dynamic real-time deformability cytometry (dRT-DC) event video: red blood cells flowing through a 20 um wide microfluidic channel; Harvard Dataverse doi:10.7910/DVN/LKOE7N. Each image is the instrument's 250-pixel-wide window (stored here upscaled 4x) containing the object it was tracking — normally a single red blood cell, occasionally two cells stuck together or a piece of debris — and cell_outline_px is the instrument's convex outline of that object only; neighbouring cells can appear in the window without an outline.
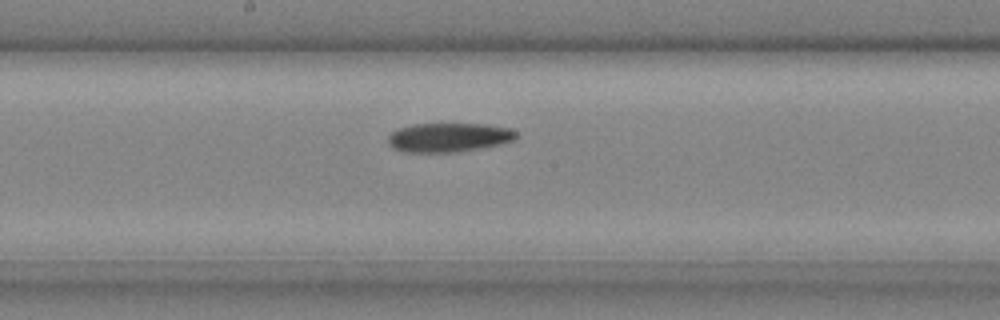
{"species": "common noctule bat (a hibernating species)", "species_latin": "Nyctalus noctula", "temperature_condition": "cold", "stored_images_in_passage": 24, "camera_frame_rate_fps": 3000, "um_per_image_px": 0.085, "animal": {"sex": "male", "body_mass_g": 20.4}, "frame": {"image": 1, "passage_image": 14, "time_ms": 4.333, "image_size_px": [1000, 320], "cell_outline_px": [[520, 136], [516, 140], [484, 148], [456, 152], [404, 152], [392, 148], [388, 144], [388, 136], [396, 128], [412, 124], [484, 124], [512, 128]], "centroid_in_image_um": [38.17, 11.68], "position_along_channel_um": 210.0, "area_um2": 22.14}}
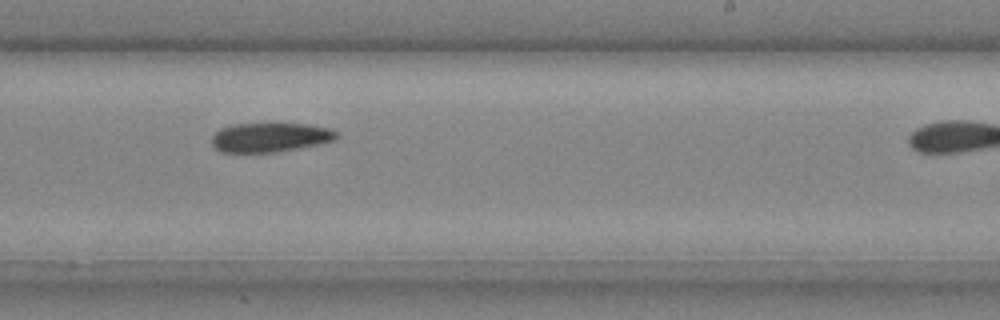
{"frame": {"image": 2, "passage_image": 17, "time_ms": 5.333, "image_size_px": [1000, 320], "cell_outline_px": [[336, 136], [332, 140], [320, 144], [280, 152], [220, 152], [212, 144], [212, 136], [220, 128], [232, 124], [304, 124], [328, 128], [336, 132]], "centroid_in_image_um": [22.91, 11.68], "position_along_channel_um": 266.1, "area_um2": 21.1}}